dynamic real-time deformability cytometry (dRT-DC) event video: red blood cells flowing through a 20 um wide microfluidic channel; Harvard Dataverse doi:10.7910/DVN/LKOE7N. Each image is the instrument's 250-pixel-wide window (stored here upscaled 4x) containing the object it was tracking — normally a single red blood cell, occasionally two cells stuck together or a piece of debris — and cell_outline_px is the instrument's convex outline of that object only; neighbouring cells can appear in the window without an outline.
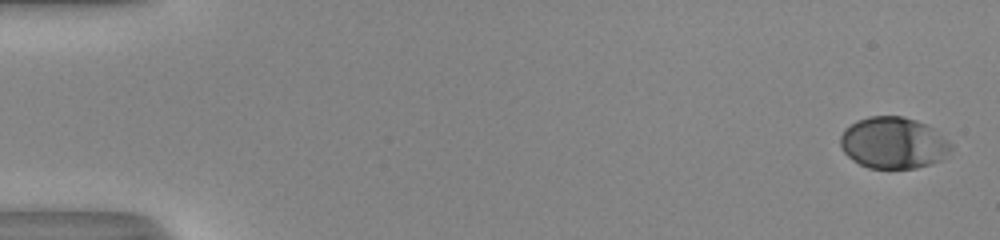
{"species": "human", "species_latin": "Homo sapiens", "temperature_condition": "room temperature", "stored_images_in_passage": 52, "camera_frame_rate_fps": 3000, "um_per_image_px": 0.085, "donor": {"sex": "male"}, "frame": {"image": 1, "passage_image": 1, "time_ms": 0.0, "image_size_px": [1000, 240], "cell_outline_px": [[952, 148], [940, 160], [916, 168], [868, 168], [852, 160], [844, 152], [840, 144], [840, 136], [844, 128], [856, 120], [868, 116], [900, 116], [916, 120], [932, 128], [948, 140], [952, 144]], "centroid_in_image_um": [75.89, 12.13], "position_along_channel_um": 9.1, "area_um2": 33.12}}
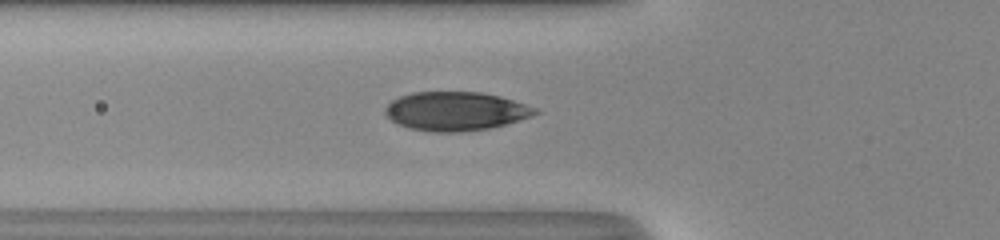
{"frame": {"image": 2, "passage_image": 20, "time_ms": 6.333, "image_size_px": [1000, 240], "cell_outline_px": [[540, 112], [532, 116], [504, 124], [488, 128], [460, 132], [432, 132], [408, 128], [392, 120], [384, 112], [384, 108], [392, 100], [400, 96], [412, 92], [480, 92], [500, 96], [536, 108]], "centroid_in_image_um": [38.71, 9.45], "position_along_channel_um": 87.1, "area_um2": 33.7}}
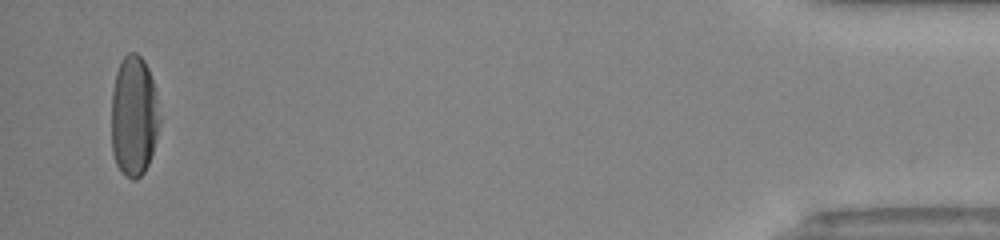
{"frame": {"image": 3, "passage_image": 51, "time_ms": 16.667, "image_size_px": [1000, 240], "cell_outline_px": [[160, 120], [152, 152], [148, 164], [144, 172], [136, 180], [132, 180], [124, 176], [120, 172], [116, 164], [112, 152], [112, 92], [116, 72], [120, 60], [128, 52], [136, 52], [144, 60], [148, 68], [156, 92]], "centroid_in_image_um": [11.36, 9.88], "position_along_channel_um": 423.8, "area_um2": 34.1}, "authors_computed_cell_mechanics": {"area_um2": 33.7552, "velocity_mm_per_s": 4.0456, "shape_relaxation_time_tau1_ms": 3.485, "shape_relaxation_time_tau2_ms": null, "deformation_change_tau1": 0.1863, "deformation_change_tau2": null}}